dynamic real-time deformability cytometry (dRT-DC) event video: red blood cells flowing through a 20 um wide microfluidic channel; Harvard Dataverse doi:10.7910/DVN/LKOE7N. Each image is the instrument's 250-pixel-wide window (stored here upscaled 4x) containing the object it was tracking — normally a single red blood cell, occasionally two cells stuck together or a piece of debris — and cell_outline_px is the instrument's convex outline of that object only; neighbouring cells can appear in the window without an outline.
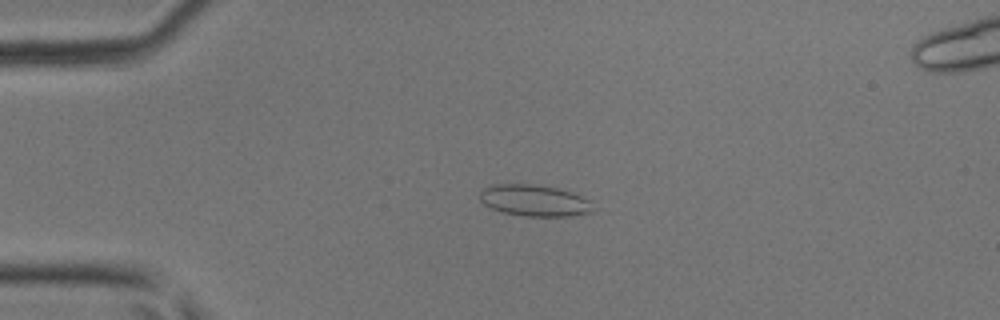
{"species": "common noctule bat (a hibernating species)", "species_latin": "Nyctalus noctula", "temperature_condition": "room temperature", "stored_images_in_passage": 19, "camera_frame_rate_fps": 3000, "um_per_image_px": 0.085, "animal": {"sex": "male", "body_mass_g": 17.9, "forearm_length_mm": 54.2}, "frame": {"image": 1, "passage_image": 11, "time_ms": 3.333, "image_size_px": [1000, 320], "cell_outline_px": [[596, 208], [588, 212], [568, 216], [524, 216], [504, 212], [492, 208], [484, 204], [480, 200], [480, 188], [492, 184], [532, 184], [556, 188], [572, 192], [588, 200]], "centroid_in_image_um": [45.38, 17.03], "position_along_channel_um": 39.6, "area_um2": 20.63}}
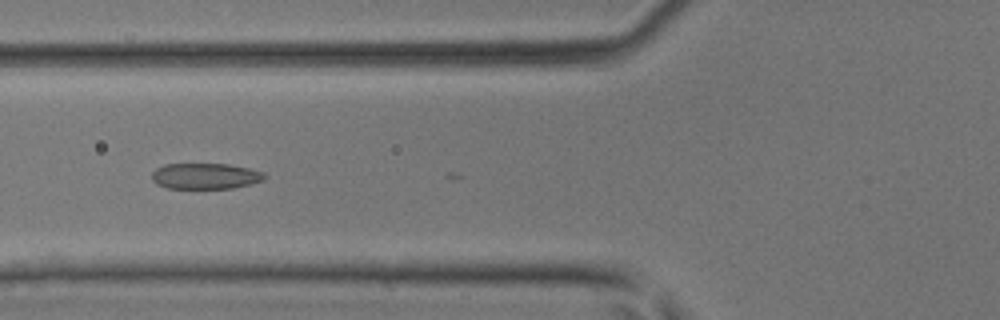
{"frame": {"image": 2, "passage_image": 18, "time_ms": 5.667, "image_size_px": [1000, 320], "cell_outline_px": [[268, 176], [264, 180], [252, 184], [232, 188], [168, 188], [156, 184], [152, 180], [152, 172], [156, 168], [164, 164], [228, 164], [248, 168], [264, 172]], "centroid_in_image_um": [17.48, 14.96], "position_along_channel_um": 108.3, "area_um2": 17.11}}